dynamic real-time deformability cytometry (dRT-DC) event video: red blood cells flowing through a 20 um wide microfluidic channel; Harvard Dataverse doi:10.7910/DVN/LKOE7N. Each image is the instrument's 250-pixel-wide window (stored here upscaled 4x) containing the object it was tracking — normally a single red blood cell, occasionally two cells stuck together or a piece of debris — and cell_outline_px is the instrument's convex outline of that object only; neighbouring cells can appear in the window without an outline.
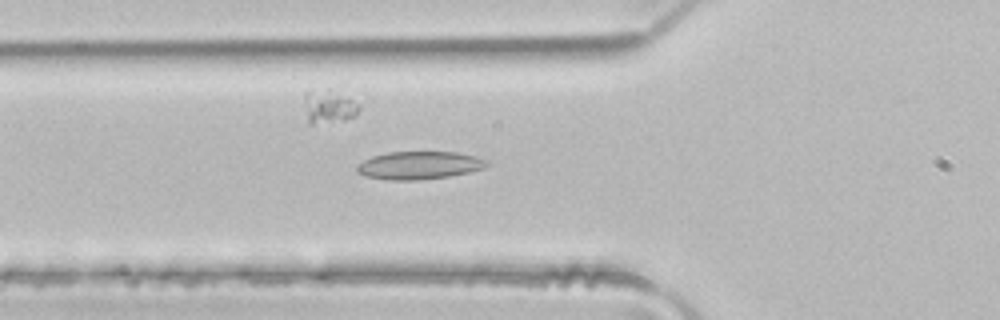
{"species": "common noctule bat (a hibernating species)", "species_latin": "Nyctalus noctula", "temperature_condition": "room temperature", "stored_images_in_passage": 34, "camera_frame_rate_fps": 3000, "um_per_image_px": 0.085, "animal": {"sex": "male", "body_mass_g": 21.5, "forearm_length_mm": 52.0}, "frame": {"image": 1, "passage_image": 4, "time_ms": 1.0, "image_size_px": [1000, 320], "cell_outline_px": [[488, 164], [484, 168], [468, 172], [448, 176], [420, 180], [388, 180], [364, 176], [356, 172], [356, 164], [372, 156], [388, 152], [456, 152], [476, 156], [488, 160]], "centroid_in_image_um": [35.59, 14.05], "position_along_channel_um": 90.2, "area_um2": 21.21}}
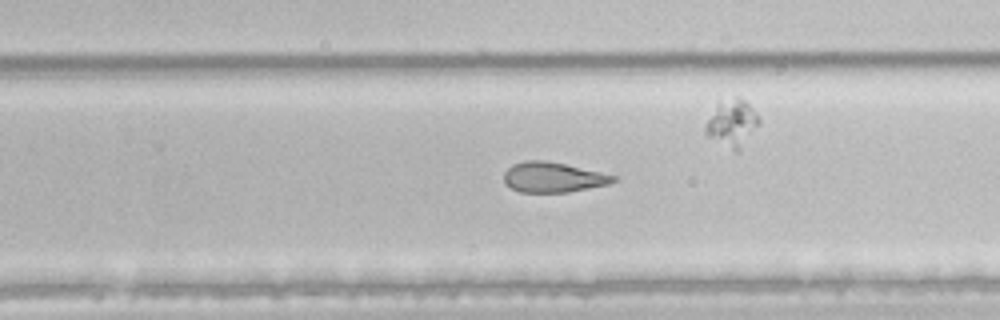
{"frame": {"image": 2, "passage_image": 18, "time_ms": 5.667, "image_size_px": [1000, 320], "cell_outline_px": [[616, 180], [608, 184], [568, 192], [520, 192], [512, 188], [504, 180], [504, 172], [512, 164], [524, 160], [544, 160], [564, 164], [600, 172], [616, 176]], "centroid_in_image_um": [46.98, 15.06], "position_along_channel_um": 282.8, "area_um2": 18.96}}
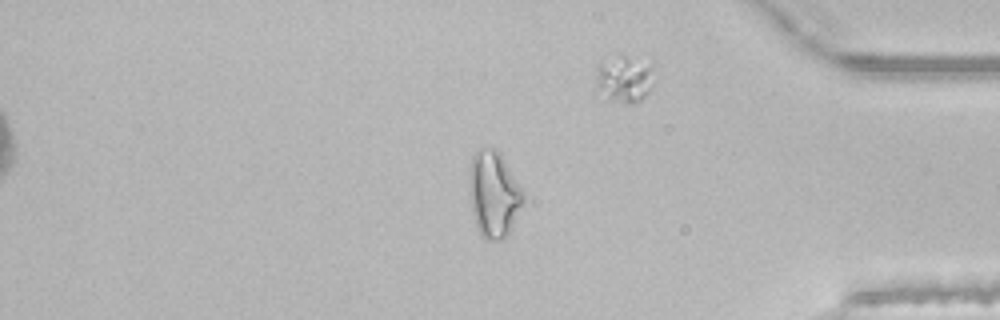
{"frame": {"image": 3, "passage_image": 28, "time_ms": 9.0, "image_size_px": [1000, 320], "cell_outline_px": [[524, 200], [508, 232], [500, 240], [484, 240], [480, 236], [476, 228], [472, 212], [468, 180], [468, 172], [472, 156], [476, 148], [496, 148], [500, 152], [524, 192]], "centroid_in_image_um": [41.92, 16.47], "position_along_channel_um": 393.3, "area_um2": 27.28}, "authors_computed_cell_mechanics": {"area_um2": 20.1722, "velocity_mm_per_s": 4.1267, "shape_relaxation_time_tau1_ms": 5.425, "shape_relaxation_time_tau2_ms": 2.5566, "deformation_change_tau1": 0.1337, "deformation_change_tau2": 0.0931}}